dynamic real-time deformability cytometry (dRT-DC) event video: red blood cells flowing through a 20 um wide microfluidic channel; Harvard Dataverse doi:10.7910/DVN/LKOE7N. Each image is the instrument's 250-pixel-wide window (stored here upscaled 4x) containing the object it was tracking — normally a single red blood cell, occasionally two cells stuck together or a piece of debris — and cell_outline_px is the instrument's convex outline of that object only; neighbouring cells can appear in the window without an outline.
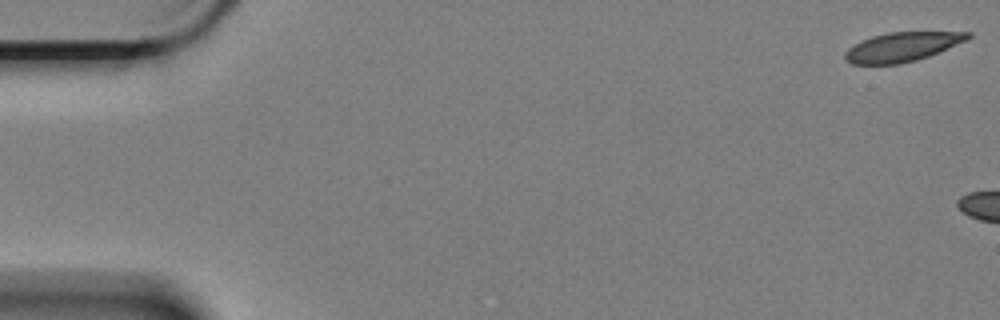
{"species": "Egyptian fruit bat (a non-hibernating species)", "species_latin": "Rousettus aegyptiacus", "temperature_condition": "cold", "stored_images_in_passage": 6, "camera_frame_rate_fps": 3000, "um_per_image_px": 0.085, "animal": {"sex": "female"}, "frame": {"image": 1, "passage_image": 1, "time_ms": 0.0, "image_size_px": [1000, 320], "cell_outline_px": [[972, 36], [968, 40], [928, 56], [916, 60], [896, 64], [852, 64], [844, 60], [844, 52], [848, 48], [872, 36], [888, 32], [972, 32]], "centroid_in_image_um": [76.69, 3.98], "position_along_channel_um": 8.3, "area_um2": 20.81}}